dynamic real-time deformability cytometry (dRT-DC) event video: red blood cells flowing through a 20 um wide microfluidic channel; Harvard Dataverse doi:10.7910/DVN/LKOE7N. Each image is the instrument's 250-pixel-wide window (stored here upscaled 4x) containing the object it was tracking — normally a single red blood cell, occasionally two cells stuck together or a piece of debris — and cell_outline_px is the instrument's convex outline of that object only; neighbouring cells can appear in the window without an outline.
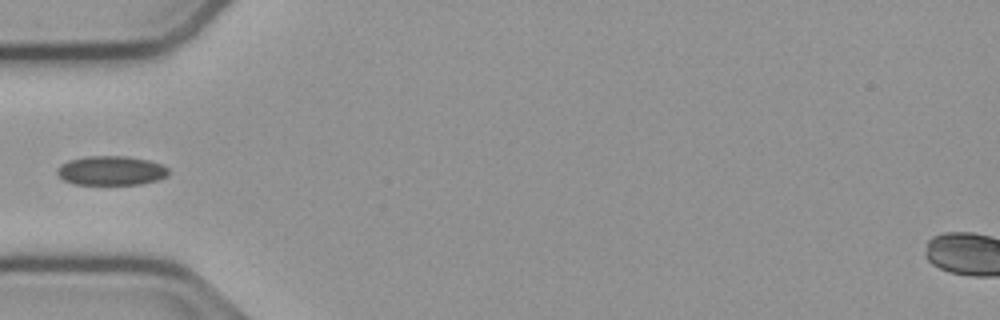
{"species": "common noctule bat (a hibernating species)", "species_latin": "Nyctalus noctula", "temperature_condition": "cold", "stored_images_in_passage": 4, "camera_frame_rate_fps": 3000, "um_per_image_px": 0.085, "animal": {"sex": "male", "body_mass_g": 23.1, "forearm_length_mm": 52.7}, "frame": {"image": 1, "passage_image": 1, "time_ms": 0.0, "image_size_px": [1000, 320], "cell_outline_px": [[168, 176], [156, 180], [140, 184], [72, 184], [64, 180], [56, 172], [68, 160], [88, 156], [124, 156], [148, 160], [160, 164], [168, 168]], "centroid_in_image_um": [9.46, 14.5], "position_along_channel_um": 75.5, "area_um2": 18.73}}